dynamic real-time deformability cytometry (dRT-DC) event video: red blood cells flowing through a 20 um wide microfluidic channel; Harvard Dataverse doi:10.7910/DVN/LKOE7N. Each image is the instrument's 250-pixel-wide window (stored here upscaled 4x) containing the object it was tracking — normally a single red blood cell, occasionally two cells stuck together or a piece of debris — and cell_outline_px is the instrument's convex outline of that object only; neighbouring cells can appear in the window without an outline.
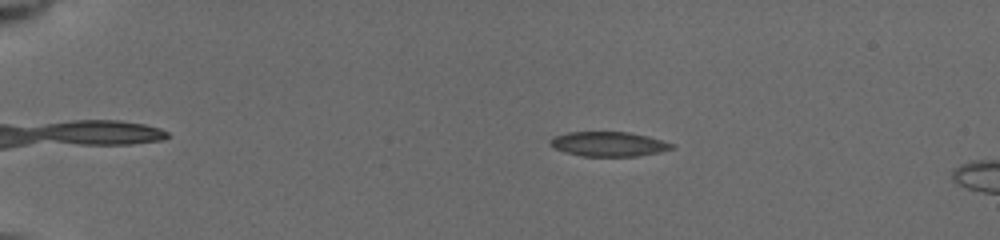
{"species": "common noctule bat (a hibernating species)", "species_latin": "Nyctalus noctula", "temperature_condition": "cold", "stored_images_in_passage": 18, "camera_frame_rate_fps": 3000, "um_per_image_px": 0.085, "animal": {"sex": "female", "body_mass_g": 19.5, "forearm_length_mm": 54.1}, "frame": {"image": 1, "passage_image": 8, "time_ms": 3.667, "image_size_px": [1000, 240], "cell_outline_px": [[676, 148], [660, 152], [636, 156], [584, 156], [564, 152], [552, 148], [548, 144], [548, 140], [552, 136], [568, 132], [628, 132], [648, 136], [676, 144]], "centroid_in_image_um": [51.71, 12.24], "position_along_channel_um": 33.3, "area_um2": 17.74}}
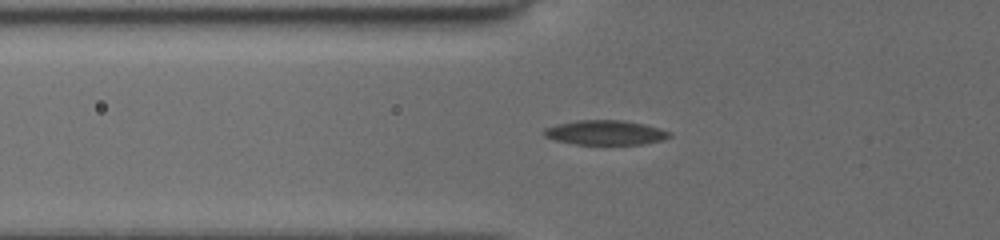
{"frame": {"image": 2, "passage_image": 15, "time_ms": 6.667, "image_size_px": [1000, 240], "cell_outline_px": [[672, 136], [660, 140], [640, 144], [576, 144], [556, 140], [544, 136], [544, 128], [556, 124], [576, 120], [624, 120], [644, 124], [660, 128], [672, 132]], "centroid_in_image_um": [51.46, 11.26], "position_along_channel_um": 74.3, "area_um2": 17.92}}